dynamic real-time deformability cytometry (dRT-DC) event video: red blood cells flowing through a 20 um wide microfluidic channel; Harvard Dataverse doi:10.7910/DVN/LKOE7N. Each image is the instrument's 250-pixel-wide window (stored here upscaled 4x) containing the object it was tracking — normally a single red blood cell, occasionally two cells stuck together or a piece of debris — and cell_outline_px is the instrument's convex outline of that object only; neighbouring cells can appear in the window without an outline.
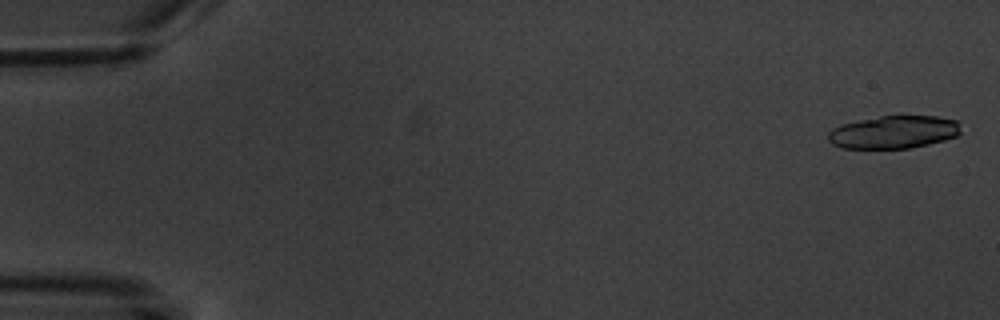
{"species": "common noctule bat (a hibernating species)", "species_latin": "Nyctalus noctula", "temperature_condition": "warm", "stored_images_in_passage": 4, "camera_frame_rate_fps": 3000, "um_per_image_px": 0.085, "animal": {"sex": "male", "body_mass_g": 20.1, "forearm_length_mm": 53.5}, "frame": {"image": 1, "passage_image": 1, "time_ms": 0.0, "image_size_px": [1000, 320], "cell_outline_px": [[960, 132], [956, 136], [944, 140], [912, 148], [840, 148], [832, 144], [828, 140], [828, 132], [832, 128], [840, 124], [880, 116], [936, 116], [956, 120], [960, 124]], "centroid_in_image_um": [75.94, 11.23], "position_along_channel_um": 9.1, "area_um2": 25.43}}
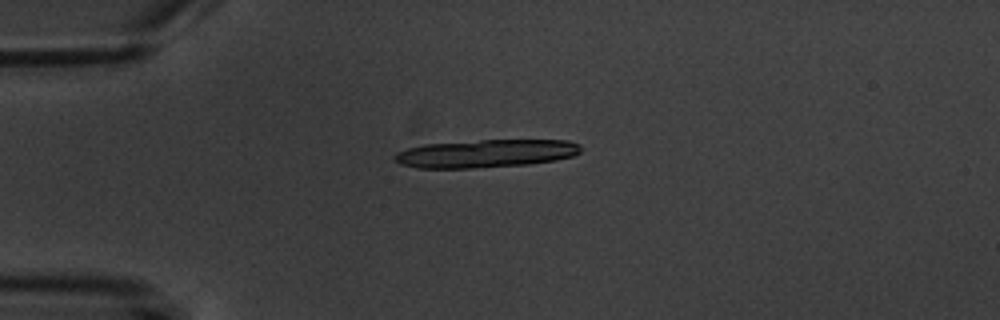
{"frame": {"image": 2, "passage_image": 4, "time_ms": 4.333, "image_size_px": [1000, 320], "cell_outline_px": [[580, 152], [572, 156], [556, 160], [528, 164], [472, 168], [416, 168], [400, 164], [392, 156], [396, 152], [408, 148], [424, 144], [480, 140], [568, 140], [580, 144]], "centroid_in_image_um": [41.27, 13.04], "position_along_channel_um": 43.7, "area_um2": 30.4}}